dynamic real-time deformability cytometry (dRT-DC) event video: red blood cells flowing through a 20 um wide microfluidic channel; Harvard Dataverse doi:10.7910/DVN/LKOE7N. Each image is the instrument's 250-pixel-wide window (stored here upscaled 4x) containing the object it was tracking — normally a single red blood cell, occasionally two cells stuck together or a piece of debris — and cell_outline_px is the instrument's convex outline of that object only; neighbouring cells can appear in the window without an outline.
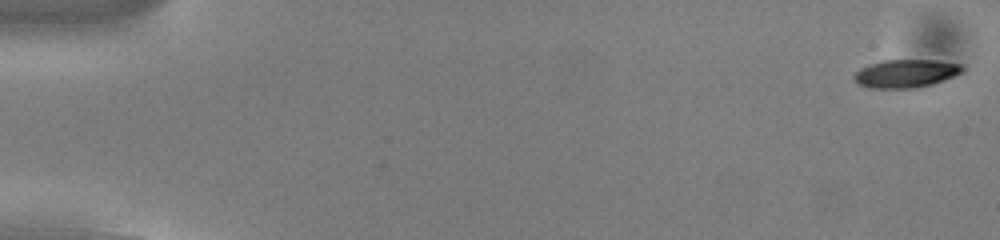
{"species": "common noctule bat (a hibernating species)", "species_latin": "Nyctalus noctula", "temperature_condition": "cold", "stored_images_in_passage": 54, "camera_frame_rate_fps": 3000, "um_per_image_px": 0.085, "animal": {"sex": "male", "body_mass_g": 13.0, "forearm_length_mm": 53.1}, "frame": {"image": 1, "passage_image": 1, "time_ms": 0.0, "image_size_px": [1000, 240], "cell_outline_px": [[964, 72], [932, 84], [916, 88], [868, 88], [856, 84], [852, 76], [860, 68], [884, 60], [936, 60], [964, 64]], "centroid_in_image_um": [77.0, 6.25], "position_along_channel_um": 8.0, "area_um2": 17.92}}
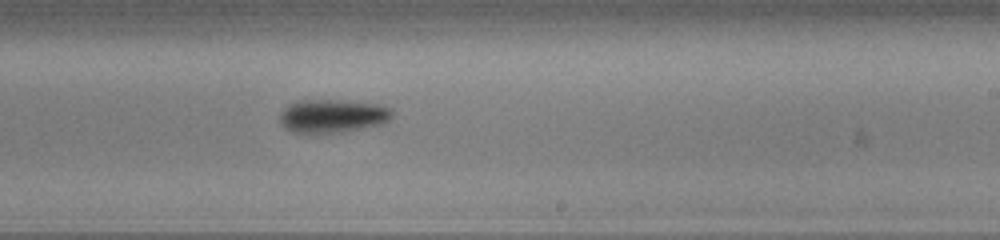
{"frame": {"image": 2, "passage_image": 33, "time_ms": 10.667, "image_size_px": [1000, 240], "cell_outline_px": [[392, 116], [384, 124], [340, 132], [292, 132], [284, 128], [280, 124], [280, 112], [288, 104], [296, 100], [340, 100], [380, 104], [392, 108]], "centroid_in_image_um": [28.26, 9.84], "position_along_channel_um": 260.7, "area_um2": 21.96}}
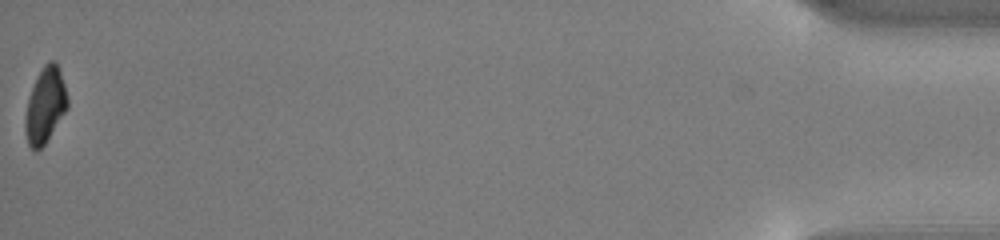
{"frame": {"image": 3, "passage_image": 54, "time_ms": 17.667, "image_size_px": [1000, 240], "cell_outline_px": [[68, 108], [44, 144], [36, 152], [28, 144], [24, 128], [24, 120], [28, 100], [32, 88], [44, 64], [48, 60], [56, 60], [64, 84], [68, 100]], "centroid_in_image_um": [3.84, 8.96], "position_along_channel_um": 431.4, "area_um2": 18.32}, "authors_computed_cell_mechanics": {"area_um2": 20.3456, "velocity_mm_per_s": 3.8301, "shape_relaxation_time_tau1_ms": 1.9115, "shape_relaxation_time_tau2_ms": null, "deformation_change_tau1": 0.1301, "deformation_change_tau2": null}}